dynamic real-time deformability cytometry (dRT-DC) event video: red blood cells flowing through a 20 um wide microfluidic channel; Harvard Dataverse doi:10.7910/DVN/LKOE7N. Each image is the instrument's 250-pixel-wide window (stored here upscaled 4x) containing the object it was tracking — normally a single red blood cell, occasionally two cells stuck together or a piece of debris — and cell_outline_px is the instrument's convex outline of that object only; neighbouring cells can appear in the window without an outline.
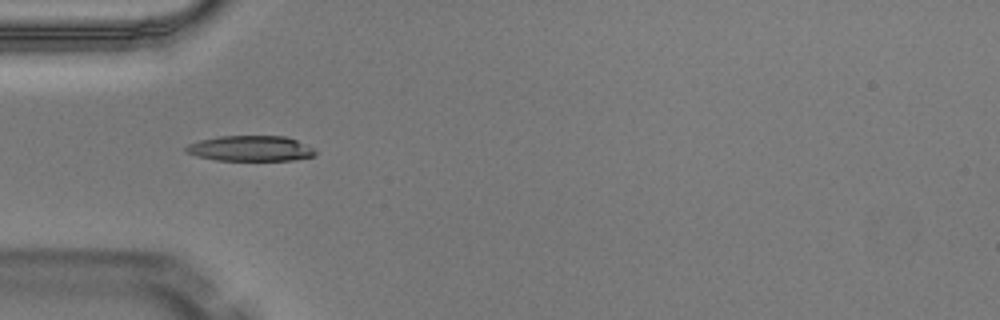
{"species": "Egyptian fruit bat (a non-hibernating species)", "species_latin": "Rousettus aegyptiacus", "temperature_condition": "warm", "stored_images_in_passage": 4, "camera_frame_rate_fps": 3000, "um_per_image_px": 0.085, "animal": {"sex": "male"}, "frame": {"image": 1, "passage_image": 4, "time_ms": 1.0, "image_size_px": [1000, 320], "cell_outline_px": [[316, 152], [312, 156], [292, 160], [216, 160], [196, 156], [184, 152], [184, 148], [188, 144], [200, 140], [220, 136], [284, 136], [296, 140], [312, 148]], "centroid_in_image_um": [21.22, 12.62], "position_along_channel_um": 63.8, "area_um2": 19.02}}